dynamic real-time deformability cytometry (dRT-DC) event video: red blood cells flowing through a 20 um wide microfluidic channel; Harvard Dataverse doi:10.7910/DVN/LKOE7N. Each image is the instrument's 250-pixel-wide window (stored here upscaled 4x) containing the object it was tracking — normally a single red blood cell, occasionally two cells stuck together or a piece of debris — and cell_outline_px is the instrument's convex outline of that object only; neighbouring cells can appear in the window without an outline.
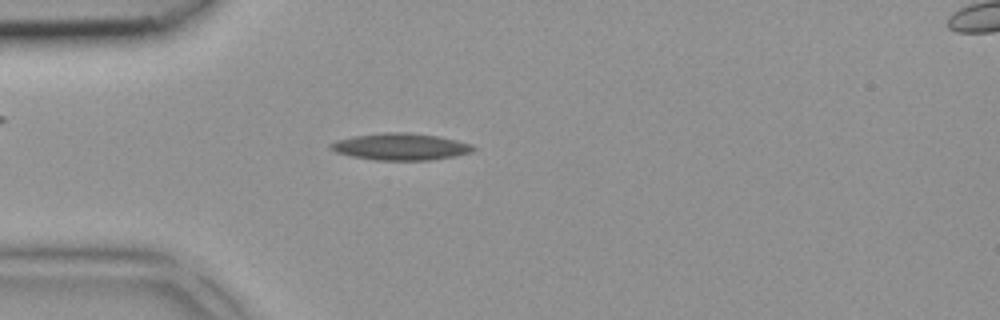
{"species": "common noctule bat (a hibernating species)", "species_latin": "Nyctalus noctula", "temperature_condition": "room temperature", "stored_images_in_passage": 5, "segment_of_instrument_passage": [1, 2], "camera_frame_rate_fps": 3000, "um_per_image_px": 0.085, "animal": {"sex": "female", "body_mass_g": 18.4}, "frame": {"image": 1, "passage_image": 4, "time_ms": 1.0, "image_size_px": [1000, 320], "cell_outline_px": [[476, 148], [472, 152], [456, 156], [432, 160], [372, 160], [352, 156], [336, 152], [328, 148], [328, 144], [336, 140], [352, 136], [384, 132], [408, 132], [440, 136], [472, 144]], "centroid_in_image_um": [34.04, 12.46], "position_along_channel_um": 51.0, "area_um2": 22.6}}